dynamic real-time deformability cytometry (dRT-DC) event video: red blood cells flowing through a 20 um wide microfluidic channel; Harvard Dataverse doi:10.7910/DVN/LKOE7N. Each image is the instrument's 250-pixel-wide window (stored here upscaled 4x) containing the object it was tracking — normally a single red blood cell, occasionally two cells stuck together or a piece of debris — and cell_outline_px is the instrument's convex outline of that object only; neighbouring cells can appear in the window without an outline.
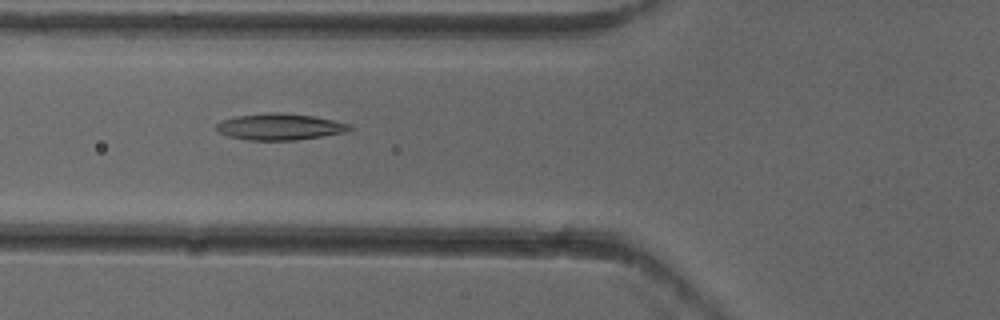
{"species": "common noctule bat (a hibernating species)", "species_latin": "Nyctalus noctula", "temperature_condition": "cold", "stored_images_in_passage": 6, "camera_frame_rate_fps": 3000, "um_per_image_px": 0.085, "animal": {"sex": "female"}, "frame": {"image": 1, "passage_image": 5, "time_ms": 1.333, "image_size_px": [1000, 320], "cell_outline_px": [[352, 128], [344, 132], [296, 140], [248, 140], [228, 136], [220, 132], [216, 128], [216, 124], [220, 120], [236, 116], [272, 112], [280, 112], [312, 116], [352, 124]], "centroid_in_image_um": [23.75, 10.77], "position_along_channel_um": 102.0, "area_um2": 20.35}}
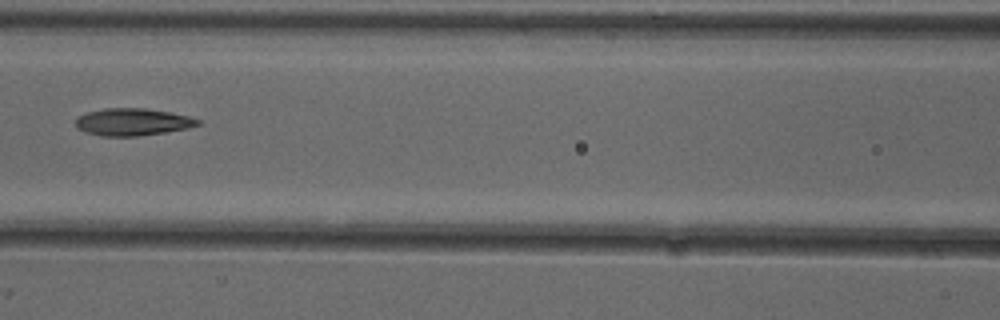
{"frame": {"image": 2, "passage_image": 6, "time_ms": 1.667, "image_size_px": [1000, 320], "cell_outline_px": [[200, 124], [188, 128], [164, 132], [136, 136], [100, 136], [84, 132], [76, 128], [76, 116], [88, 112], [104, 108], [144, 108], [168, 112], [188, 116], [200, 120]], "centroid_in_image_um": [11.21, 10.37], "position_along_channel_um": 155.4, "area_um2": 19.36}}